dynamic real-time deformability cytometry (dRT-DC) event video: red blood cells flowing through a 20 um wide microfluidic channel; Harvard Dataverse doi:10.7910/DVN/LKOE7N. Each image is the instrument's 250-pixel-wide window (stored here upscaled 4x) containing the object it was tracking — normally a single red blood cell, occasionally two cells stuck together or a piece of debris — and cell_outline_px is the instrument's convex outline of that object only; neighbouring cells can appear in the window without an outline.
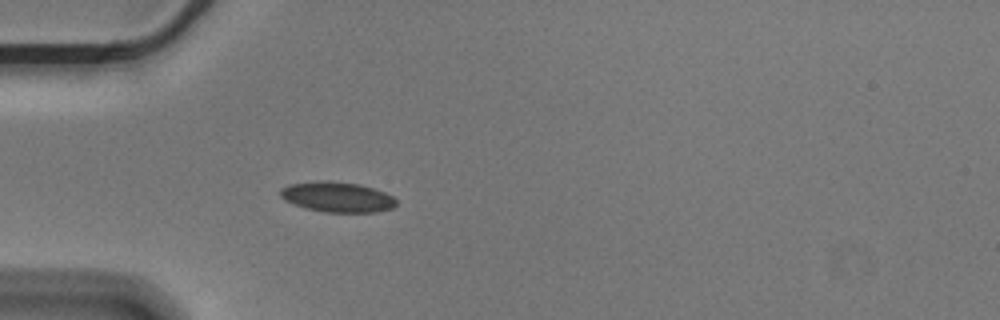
{"species": "Egyptian fruit bat (a non-hibernating species)", "species_latin": "Rousettus aegyptiacus", "temperature_condition": "cold", "stored_images_in_passage": 5, "camera_frame_rate_fps": 3000, "um_per_image_px": 0.085, "animal": {"sex": "male"}, "frame": {"image": 1, "passage_image": 1, "time_ms": 0.0, "image_size_px": [1000, 320], "cell_outline_px": [[396, 204], [392, 208], [376, 212], [324, 212], [304, 208], [292, 204], [284, 200], [280, 196], [280, 188], [288, 184], [320, 180], [328, 180], [360, 184], [384, 192], [392, 196], [396, 200]], "centroid_in_image_um": [28.61, 16.74], "position_along_channel_um": 56.4, "area_um2": 20.63}}
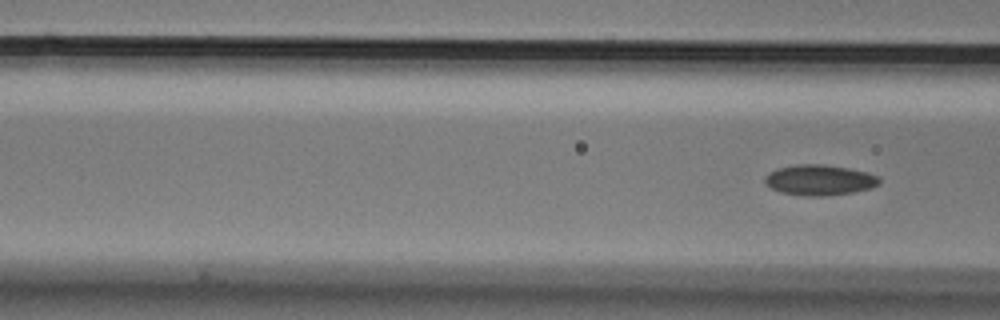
{"frame": {"image": 2, "passage_image": 5, "time_ms": 1.333, "image_size_px": [1000, 320], "cell_outline_px": [[880, 184], [872, 188], [852, 192], [828, 196], [800, 196], [780, 192], [764, 184], [764, 176], [768, 172], [776, 168], [796, 164], [824, 164], [848, 168], [868, 172], [880, 176]], "centroid_in_image_um": [69.64, 15.3], "position_along_channel_um": 97.0, "area_um2": 20.81}}